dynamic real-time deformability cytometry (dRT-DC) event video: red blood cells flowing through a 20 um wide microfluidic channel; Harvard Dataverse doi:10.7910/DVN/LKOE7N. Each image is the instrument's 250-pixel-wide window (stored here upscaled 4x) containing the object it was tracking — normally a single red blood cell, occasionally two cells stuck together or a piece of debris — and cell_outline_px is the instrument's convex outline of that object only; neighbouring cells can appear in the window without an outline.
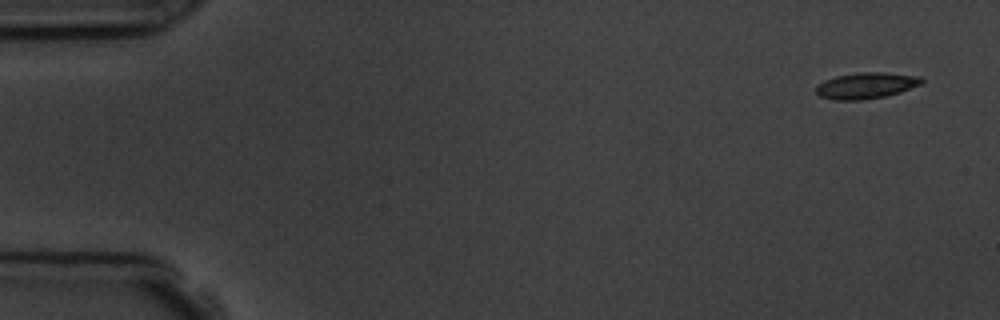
{"species": "common noctule bat (a hibernating species)", "species_latin": "Nyctalus noctula", "temperature_condition": "room temperature", "stored_images_in_passage": 5, "segment_of_instrument_passage": [1, 2], "camera_frame_rate_fps": 3000, "um_per_image_px": 0.085, "animal": {"sex": "male", "body_mass_g": 19.5, "forearm_length_mm": 54.6}, "frame": {"image": 1, "passage_image": 1, "time_ms": 0.0, "image_size_px": [1000, 320], "cell_outline_px": [[924, 80], [920, 84], [900, 92], [884, 96], [860, 100], [836, 100], [820, 96], [816, 92], [816, 84], [824, 80], [836, 76], [860, 72], [884, 72], [920, 76]], "centroid_in_image_um": [73.6, 7.26], "position_along_channel_um": 11.4, "area_um2": 16.01}}